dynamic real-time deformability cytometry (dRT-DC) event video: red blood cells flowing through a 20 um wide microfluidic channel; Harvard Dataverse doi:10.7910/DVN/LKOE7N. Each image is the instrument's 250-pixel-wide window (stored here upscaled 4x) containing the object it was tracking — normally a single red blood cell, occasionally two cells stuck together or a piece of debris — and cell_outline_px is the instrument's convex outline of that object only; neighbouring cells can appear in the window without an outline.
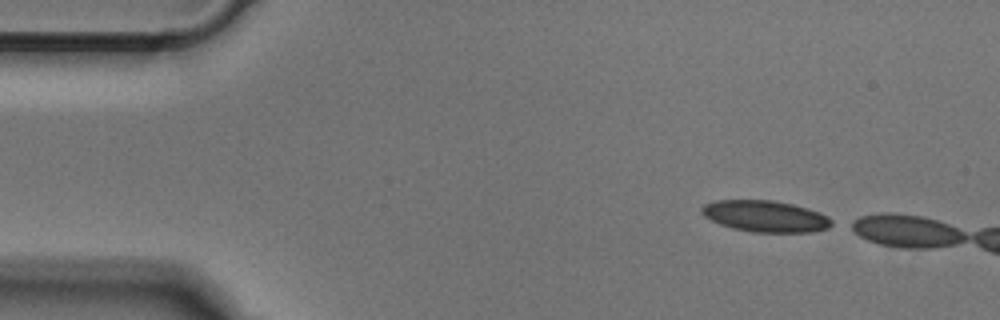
{"species": "Egyptian fruit bat (a non-hibernating species)", "species_latin": "Rousettus aegyptiacus", "temperature_condition": "cold", "stored_images_in_passage": 5, "camera_frame_rate_fps": 3000, "um_per_image_px": 0.085, "animal": {"sex": "male"}, "frame": {"image": 1, "passage_image": 1, "time_ms": 0.0, "image_size_px": [1000, 320], "cell_outline_px": [[836, 224], [828, 228], [812, 232], [752, 232], [732, 228], [720, 224], [704, 216], [700, 212], [700, 208], [704, 204], [716, 200], [772, 200], [792, 204], [808, 208], [820, 212], [836, 220]], "centroid_in_image_um": [65.11, 18.38], "position_along_channel_um": 19.9, "area_um2": 24.1}}